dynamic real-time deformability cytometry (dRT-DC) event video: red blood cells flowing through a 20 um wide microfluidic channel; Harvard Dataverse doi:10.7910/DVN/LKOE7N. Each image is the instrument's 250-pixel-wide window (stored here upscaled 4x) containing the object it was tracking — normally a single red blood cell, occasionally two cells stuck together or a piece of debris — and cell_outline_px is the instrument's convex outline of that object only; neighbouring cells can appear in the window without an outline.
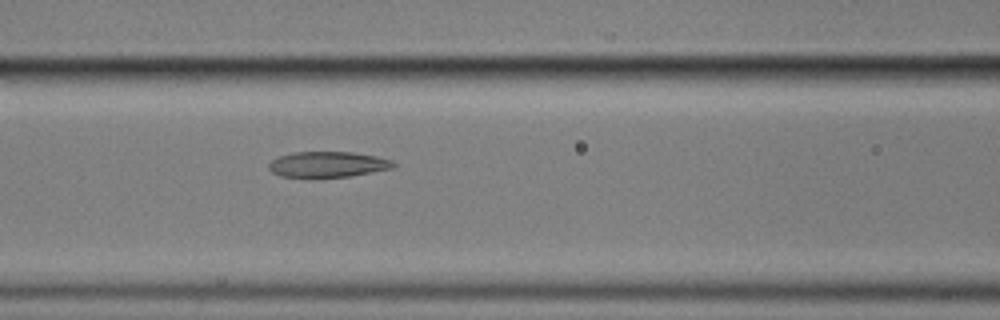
{"species": "common noctule bat (a hibernating species)", "species_latin": "Nyctalus noctula", "temperature_condition": "cold", "stored_images_in_passage": 3, "camera_frame_rate_fps": 3000, "um_per_image_px": 0.085, "animal": {"sex": "male", "body_mass_g": 17.9}, "frame": {"image": 1, "passage_image": 3, "time_ms": 2.333, "image_size_px": [1000, 320], "cell_outline_px": [[396, 164], [392, 168], [348, 176], [312, 180], [280, 176], [272, 172], [268, 168], [268, 164], [272, 160], [280, 156], [292, 152], [352, 152], [376, 156], [392, 160]], "centroid_in_image_um": [27.79, 14.01], "position_along_channel_um": 138.8, "area_um2": 19.19}}